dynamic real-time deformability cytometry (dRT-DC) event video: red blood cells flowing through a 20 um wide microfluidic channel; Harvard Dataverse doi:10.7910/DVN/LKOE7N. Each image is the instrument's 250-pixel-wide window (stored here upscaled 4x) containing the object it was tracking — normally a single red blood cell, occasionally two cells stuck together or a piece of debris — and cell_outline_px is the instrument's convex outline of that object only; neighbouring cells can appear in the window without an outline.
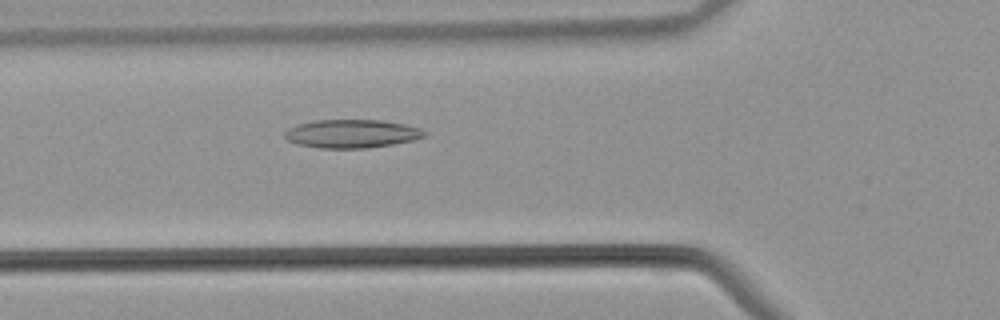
{"species": "common noctule bat (a hibernating species)", "species_latin": "Nyctalus noctula", "temperature_condition": "warm", "stored_images_in_passage": 33, "camera_frame_rate_fps": 3000, "um_per_image_px": 0.085, "animal": {"sex": "male", "body_mass_g": 21.5, "forearm_length_mm": 52.0}, "frame": {"image": 1, "passage_image": 6, "time_ms": 1.667, "image_size_px": [1000, 320], "cell_outline_px": [[428, 132], [424, 136], [412, 140], [392, 144], [368, 148], [320, 148], [296, 144], [288, 140], [284, 136], [284, 132], [288, 128], [296, 124], [312, 120], [380, 120], [404, 124], [420, 128]], "centroid_in_image_um": [29.86, 11.36], "position_along_channel_um": 95.9, "area_um2": 23.18}}
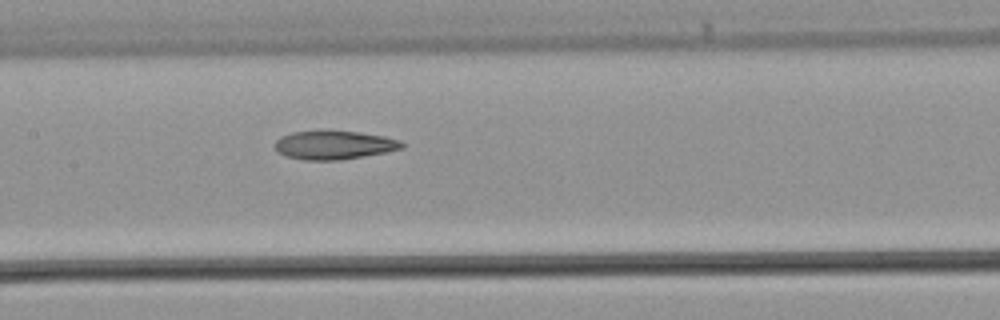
{"frame": {"image": 2, "passage_image": 11, "time_ms": 3.333, "image_size_px": [1000, 320], "cell_outline_px": [[404, 148], [364, 156], [340, 160], [304, 160], [288, 156], [280, 152], [276, 148], [276, 140], [280, 136], [292, 132], [324, 128], [360, 132], [384, 136], [400, 140], [404, 144]], "centroid_in_image_um": [28.4, 12.28], "position_along_channel_um": 179.0, "area_um2": 21.68}}
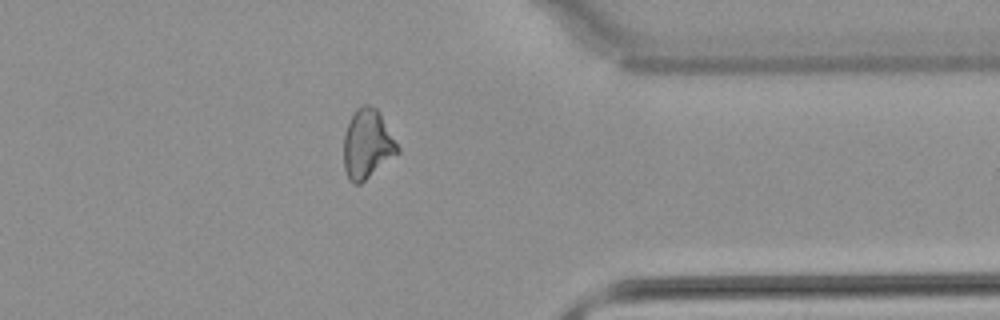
{"frame": {"image": 3, "passage_image": 24, "time_ms": 7.667, "image_size_px": [1000, 320], "cell_outline_px": [[400, 152], [360, 184], [352, 184], [348, 180], [344, 168], [344, 132], [356, 108], [364, 104], [368, 104], [376, 108], [380, 112], [400, 148]], "centroid_in_image_um": [31.22, 12.25], "position_along_channel_um": 380.2, "area_um2": 21.85}}